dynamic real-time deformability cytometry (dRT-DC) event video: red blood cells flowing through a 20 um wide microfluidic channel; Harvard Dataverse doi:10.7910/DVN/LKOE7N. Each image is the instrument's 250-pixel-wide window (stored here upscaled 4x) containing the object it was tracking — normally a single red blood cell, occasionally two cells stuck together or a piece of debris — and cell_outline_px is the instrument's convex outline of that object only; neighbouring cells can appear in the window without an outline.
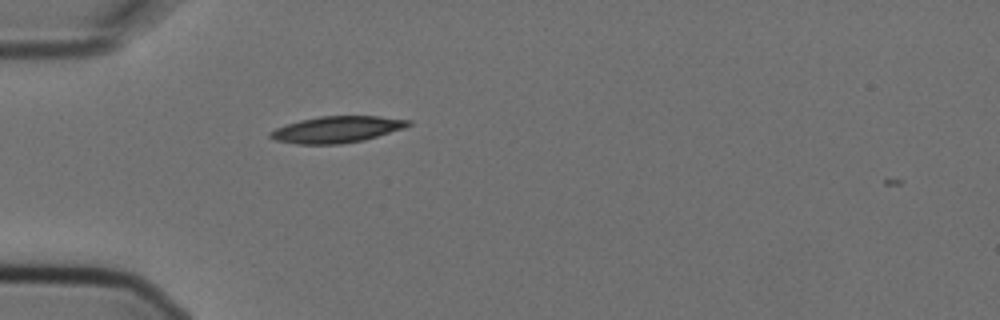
{"species": "Egyptian fruit bat (a non-hibernating species)", "species_latin": "Rousettus aegyptiacus", "temperature_condition": "cold", "stored_images_in_passage": 1, "camera_frame_rate_fps": 3000, "um_per_image_px": 0.085, "animal": {"sex": "female"}, "frame": {"image": 1, "passage_image": 1, "time_ms": 0.0, "image_size_px": [1000, 320], "cell_outline_px": [[412, 124], [404, 128], [364, 140], [340, 144], [296, 144], [276, 140], [268, 136], [268, 132], [276, 128], [300, 120], [320, 116], [380, 116], [412, 120]], "centroid_in_image_um": [28.65, 11.0], "position_along_channel_um": 56.4, "area_um2": 21.27}}